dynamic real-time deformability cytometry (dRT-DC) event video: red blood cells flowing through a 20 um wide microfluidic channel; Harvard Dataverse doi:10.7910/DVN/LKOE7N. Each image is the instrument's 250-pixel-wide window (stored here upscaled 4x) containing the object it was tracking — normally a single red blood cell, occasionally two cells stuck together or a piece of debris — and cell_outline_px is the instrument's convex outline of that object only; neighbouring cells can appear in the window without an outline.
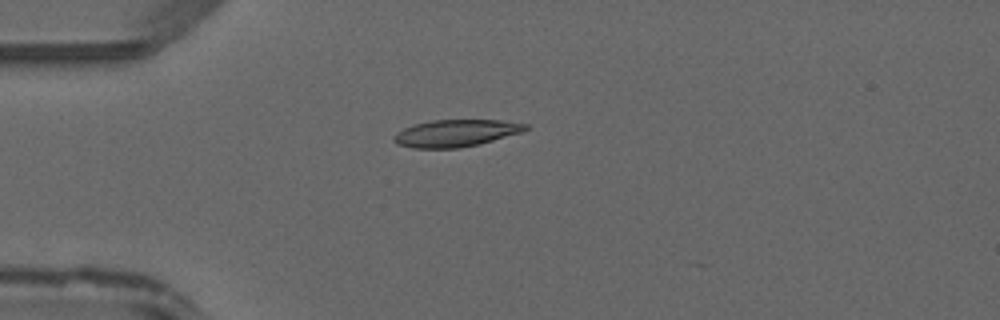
{"species": "common noctule bat (a hibernating species)", "species_latin": "Nyctalus noctula", "temperature_condition": "warm", "stored_images_in_passage": 7, "camera_frame_rate_fps": 3000, "um_per_image_px": 0.085, "animal": {"sex": "male", "forearm_length_mm": 52.5}, "frame": {"image": 1, "passage_image": 2, "time_ms": 0.333, "image_size_px": [1000, 320], "cell_outline_px": [[528, 128], [520, 132], [480, 144], [460, 148], [412, 148], [396, 144], [392, 140], [392, 136], [396, 132], [404, 128], [416, 124], [432, 120], [500, 120], [528, 124]], "centroid_in_image_um": [38.69, 11.32], "position_along_channel_um": 46.3, "area_um2": 20.75}}
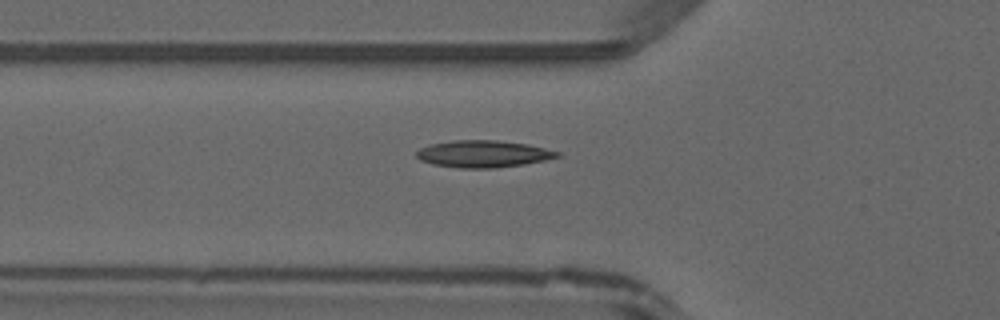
{"frame": {"image": 2, "passage_image": 6, "time_ms": 1.667, "image_size_px": [1000, 320], "cell_outline_px": [[560, 156], [544, 160], [524, 164], [496, 168], [460, 168], [432, 164], [420, 160], [416, 156], [416, 152], [420, 148], [428, 144], [452, 140], [496, 140], [528, 144], [560, 152]], "centroid_in_image_um": [41.04, 13.08], "position_along_channel_um": 84.8, "area_um2": 22.2}}